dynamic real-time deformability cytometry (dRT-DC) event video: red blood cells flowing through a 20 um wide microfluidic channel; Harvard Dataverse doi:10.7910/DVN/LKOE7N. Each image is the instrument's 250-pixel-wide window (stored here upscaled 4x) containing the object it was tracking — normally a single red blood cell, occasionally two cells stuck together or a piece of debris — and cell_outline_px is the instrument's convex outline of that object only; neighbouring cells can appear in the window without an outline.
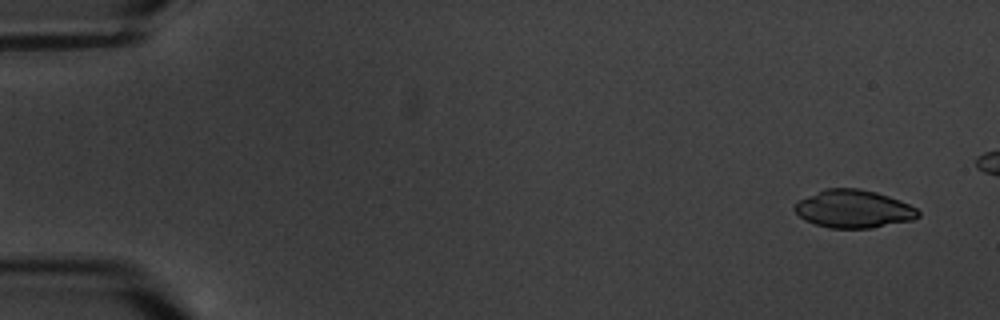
{"species": "common noctule bat (a hibernating species)", "species_latin": "Nyctalus noctula", "temperature_condition": "warm", "stored_images_in_passage": 6, "camera_frame_rate_fps": 3000, "um_per_image_px": 0.085, "animal": {"sex": "male", "body_mass_g": 20.1, "forearm_length_mm": 53.5}, "frame": {"image": 1, "passage_image": 1, "time_ms": 0.0, "image_size_px": [1000, 320], "cell_outline_px": [[920, 216], [912, 220], [872, 228], [828, 228], [804, 220], [792, 208], [800, 200], [824, 188], [860, 188], [876, 192], [900, 200], [916, 208], [920, 212]], "centroid_in_image_um": [72.56, 17.76], "position_along_channel_um": 12.4, "area_um2": 27.28}}